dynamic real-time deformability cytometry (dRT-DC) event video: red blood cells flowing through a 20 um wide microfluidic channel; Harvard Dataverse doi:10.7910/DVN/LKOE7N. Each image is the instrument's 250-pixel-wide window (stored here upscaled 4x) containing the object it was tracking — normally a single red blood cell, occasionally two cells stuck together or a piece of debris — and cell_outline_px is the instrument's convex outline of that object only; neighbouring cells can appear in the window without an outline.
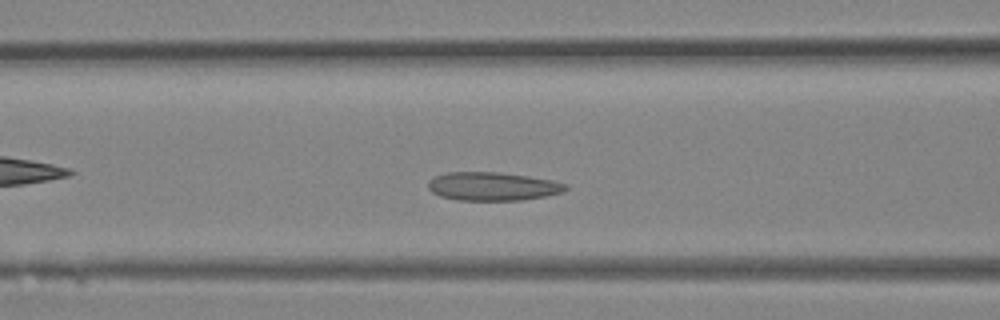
{"species": "Egyptian fruit bat (a non-hibernating species)", "species_latin": "Rousettus aegyptiacus", "temperature_condition": "room temperature", "stored_images_in_passage": 29, "camera_frame_rate_fps": 3000, "um_per_image_px": 0.085, "animal": {"sex": "female"}, "frame": {"image": 1, "passage_image": 9, "time_ms": 2.667, "image_size_px": [1000, 320], "cell_outline_px": [[568, 188], [564, 192], [524, 200], [456, 200], [440, 196], [432, 192], [428, 188], [428, 180], [432, 176], [448, 172], [500, 172], [552, 180], [568, 184]], "centroid_in_image_um": [41.85, 15.84], "position_along_channel_um": 124.7, "area_um2": 22.95}}
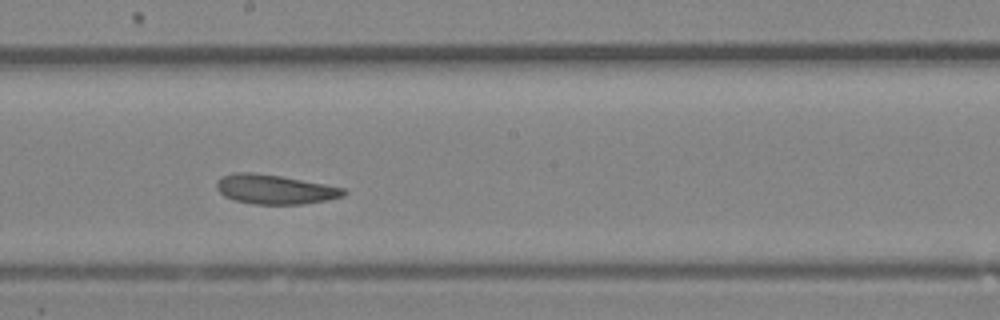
{"frame": {"image": 2, "passage_image": 14, "time_ms": 4.333, "image_size_px": [1000, 320], "cell_outline_px": [[348, 192], [344, 196], [328, 200], [300, 204], [252, 204], [236, 200], [224, 196], [216, 188], [216, 180], [220, 176], [236, 172], [252, 172], [280, 176], [324, 184], [344, 188]], "centroid_in_image_um": [23.34, 16.09], "position_along_channel_um": 224.9, "area_um2": 21.79}}
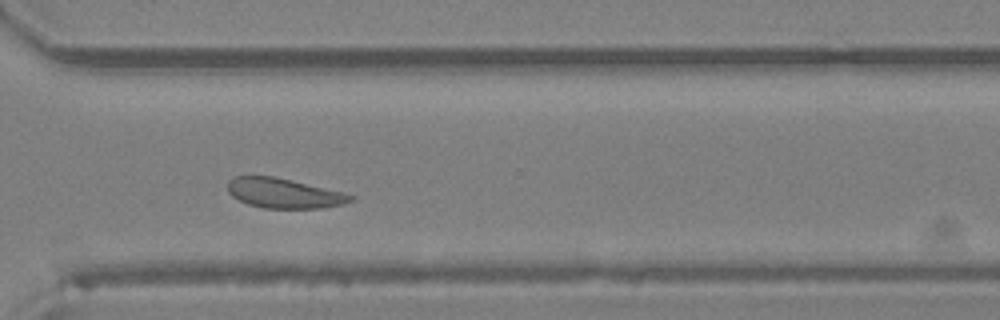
{"frame": {"image": 3, "passage_image": 20, "time_ms": 6.333, "image_size_px": [1000, 320], "cell_outline_px": [[352, 200], [344, 204], [320, 208], [264, 208], [248, 204], [232, 196], [228, 192], [228, 180], [232, 176], [272, 176], [344, 192], [352, 196]], "centroid_in_image_um": [24.1, 16.42], "position_along_channel_um": 346.5, "area_um2": 21.15}}